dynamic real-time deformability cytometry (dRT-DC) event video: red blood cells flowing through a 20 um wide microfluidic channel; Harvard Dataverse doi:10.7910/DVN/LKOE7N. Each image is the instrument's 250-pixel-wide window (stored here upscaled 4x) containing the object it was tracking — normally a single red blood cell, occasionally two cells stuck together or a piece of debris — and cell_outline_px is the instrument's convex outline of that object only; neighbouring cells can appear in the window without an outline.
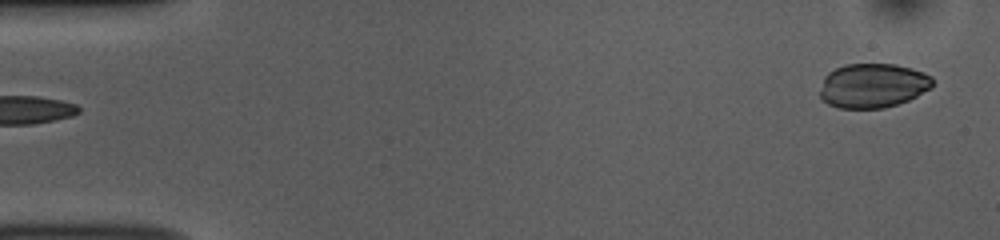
{"species": "common noctule bat (a hibernating species)", "species_latin": "Nyctalus noctula", "temperature_condition": "room temperature", "stored_images_in_passage": 50, "camera_frame_rate_fps": 3000, "um_per_image_px": 0.085, "animal": {"sex": "female", "body_mass_g": 10.0, "forearm_length_mm": 53.1}, "frame": {"image": 1, "passage_image": 1, "time_ms": 0.0, "image_size_px": [1000, 240], "cell_outline_px": [[932, 88], [908, 100], [884, 108], [840, 108], [828, 104], [820, 96], [820, 92], [824, 76], [828, 72], [844, 64], [896, 64], [912, 68], [924, 72], [932, 76]], "centroid_in_image_um": [74.2, 7.26], "position_along_channel_um": 10.8, "area_um2": 29.19}}
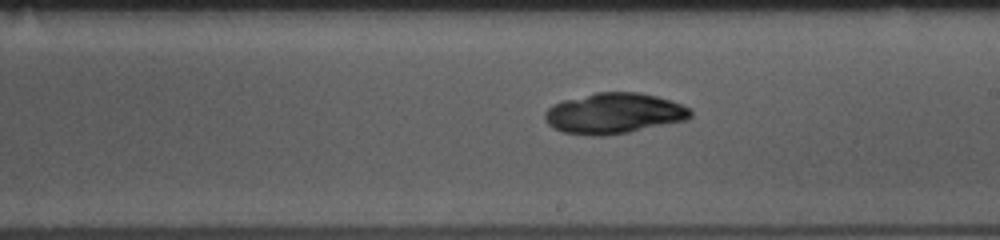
{"frame": {"image": 2, "passage_image": 28, "time_ms": 9.0, "image_size_px": [1000, 240], "cell_outline_px": [[692, 116], [688, 120], [628, 132], [604, 136], [592, 136], [564, 132], [552, 128], [544, 120], [544, 112], [552, 104], [564, 100], [596, 92], [640, 92], [672, 100], [688, 108], [692, 112]], "centroid_in_image_um": [52.17, 9.64], "position_along_channel_um": 236.8, "area_um2": 34.68}}
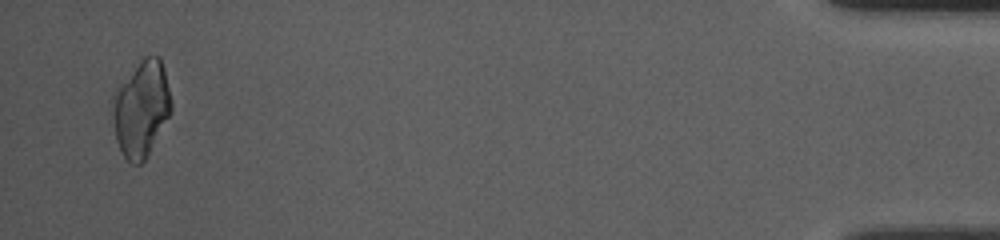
{"frame": {"image": 3, "passage_image": 49, "time_ms": 16.0, "image_size_px": [1000, 240], "cell_outline_px": [[172, 112], [144, 160], [140, 164], [132, 164], [124, 156], [116, 140], [112, 116], [112, 96], [116, 88], [140, 60], [144, 56], [160, 56], [164, 68], [172, 100]], "centroid_in_image_um": [12.01, 9.21], "position_along_channel_um": 423.2, "area_um2": 32.89}}